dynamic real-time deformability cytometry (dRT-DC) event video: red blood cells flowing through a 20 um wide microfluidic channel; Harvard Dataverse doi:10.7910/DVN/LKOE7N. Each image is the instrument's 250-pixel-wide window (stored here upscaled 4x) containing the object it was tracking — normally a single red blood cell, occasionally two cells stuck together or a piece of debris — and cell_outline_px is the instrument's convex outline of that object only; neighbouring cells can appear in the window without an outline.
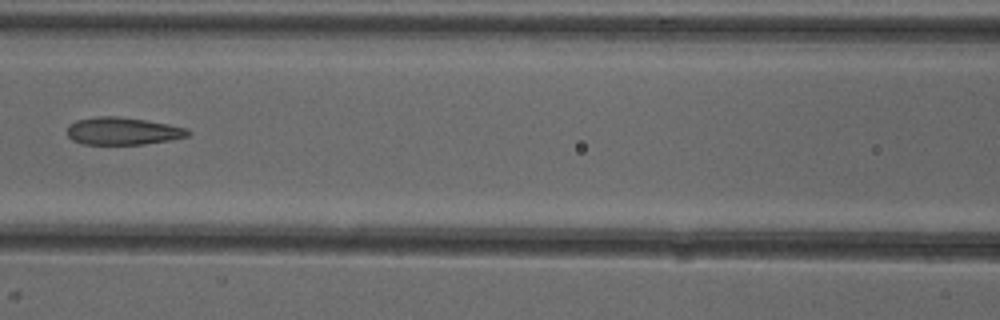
{"species": "common noctule bat (a hibernating species)", "species_latin": "Nyctalus noctula", "temperature_condition": "cold", "stored_images_in_passage": 7, "camera_frame_rate_fps": 3000, "um_per_image_px": 0.085, "animal": {"sex": "female"}, "frame": {"image": 1, "passage_image": 6, "time_ms": 6.0, "image_size_px": [1000, 320], "cell_outline_px": [[192, 132], [188, 136], [172, 140], [144, 144], [84, 144], [72, 140], [68, 136], [68, 124], [76, 120], [96, 116], [116, 116], [144, 120], [168, 124], [188, 128]], "centroid_in_image_um": [10.45, 11.14], "position_along_channel_um": 156.2, "area_um2": 19.42}}
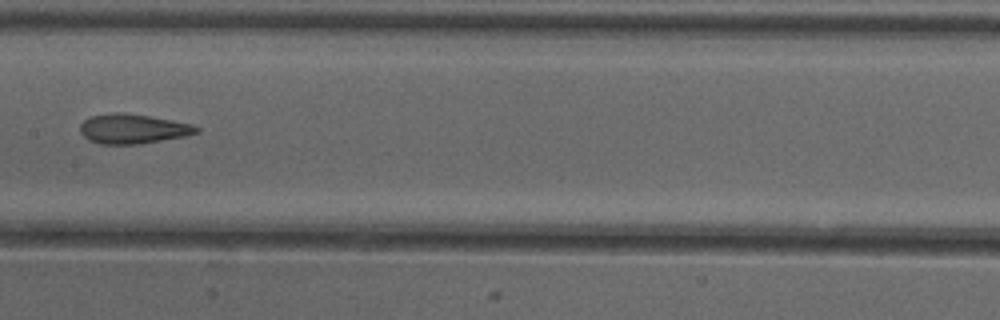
{"frame": {"image": 2, "passage_image": 7, "time_ms": 7.0, "image_size_px": [1000, 320], "cell_outline_px": [[200, 132], [184, 136], [140, 144], [100, 144], [88, 140], [80, 132], [80, 124], [84, 120], [92, 116], [116, 112], [148, 116], [172, 120], [192, 124], [200, 128]], "centroid_in_image_um": [11.29, 10.96], "position_along_channel_um": 196.1, "area_um2": 19.94}}